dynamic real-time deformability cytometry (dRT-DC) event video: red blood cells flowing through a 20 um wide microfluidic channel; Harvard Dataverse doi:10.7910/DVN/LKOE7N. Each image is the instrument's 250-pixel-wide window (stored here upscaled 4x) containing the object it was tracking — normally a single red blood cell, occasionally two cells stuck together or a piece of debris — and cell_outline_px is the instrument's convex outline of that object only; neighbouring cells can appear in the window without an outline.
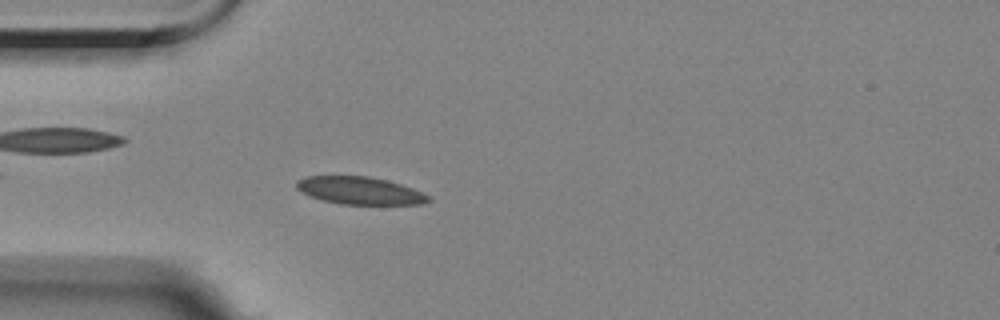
{"species": "Egyptian fruit bat (a non-hibernating species)", "species_latin": "Rousettus aegyptiacus", "temperature_condition": "room temperature", "stored_images_in_passage": 37, "camera_frame_rate_fps": 3000, "um_per_image_px": 0.085, "animal": {"sex": "female"}, "frame": {"image": 1, "passage_image": 9, "time_ms": 2.667, "image_size_px": [1000, 320], "cell_outline_px": [[432, 200], [424, 204], [340, 204], [320, 200], [308, 196], [300, 192], [296, 188], [296, 180], [304, 176], [368, 176], [388, 180], [412, 188], [432, 196]], "centroid_in_image_um": [30.56, 16.2], "position_along_channel_um": 54.4, "area_um2": 21.5}}
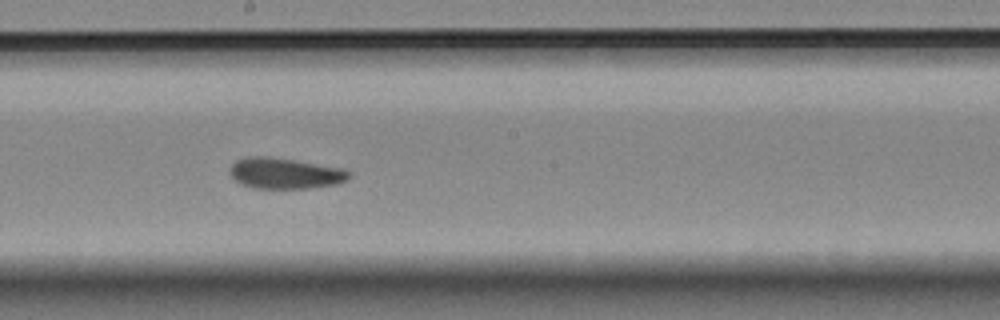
{"frame": {"image": 2, "passage_image": 24, "time_ms": 7.667, "image_size_px": [1000, 320], "cell_outline_px": [[352, 176], [348, 180], [340, 184], [308, 188], [252, 188], [240, 184], [228, 172], [232, 164], [236, 160], [248, 156], [268, 156], [344, 168], [352, 172]], "centroid_in_image_um": [24.26, 14.73], "position_along_channel_um": 223.9, "area_um2": 21.73}}
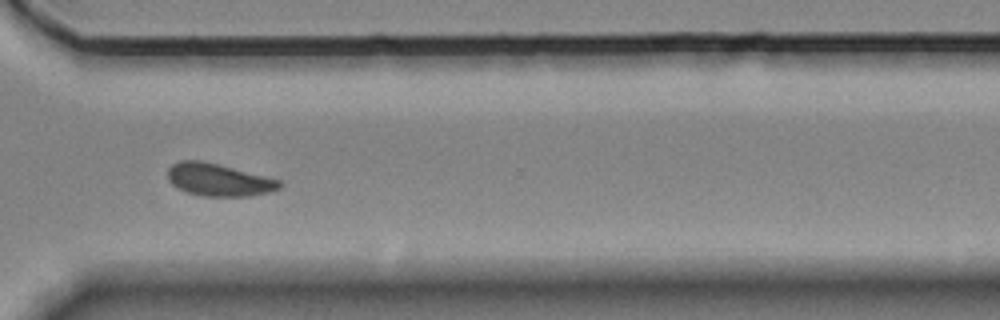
{"frame": {"image": 3, "passage_image": 35, "time_ms": 11.333, "image_size_px": [1000, 320], "cell_outline_px": [[284, 184], [280, 188], [272, 192], [248, 196], [200, 196], [188, 192], [172, 184], [168, 180], [168, 168], [172, 164], [180, 160], [200, 160], [280, 180]], "centroid_in_image_um": [18.59, 15.29], "position_along_channel_um": 352.0, "area_um2": 20.98}, "authors_computed_cell_mechanics": {"area_um2": 21.4438, "velocity_mm_per_s": 3.4937, "shape_relaxation_time_tau1_ms": 6.8335, "shape_relaxation_time_tau2_ms": 1.5429, "deformation_change_tau1": 0.1171, "deformation_change_tau2": 0.0537}}